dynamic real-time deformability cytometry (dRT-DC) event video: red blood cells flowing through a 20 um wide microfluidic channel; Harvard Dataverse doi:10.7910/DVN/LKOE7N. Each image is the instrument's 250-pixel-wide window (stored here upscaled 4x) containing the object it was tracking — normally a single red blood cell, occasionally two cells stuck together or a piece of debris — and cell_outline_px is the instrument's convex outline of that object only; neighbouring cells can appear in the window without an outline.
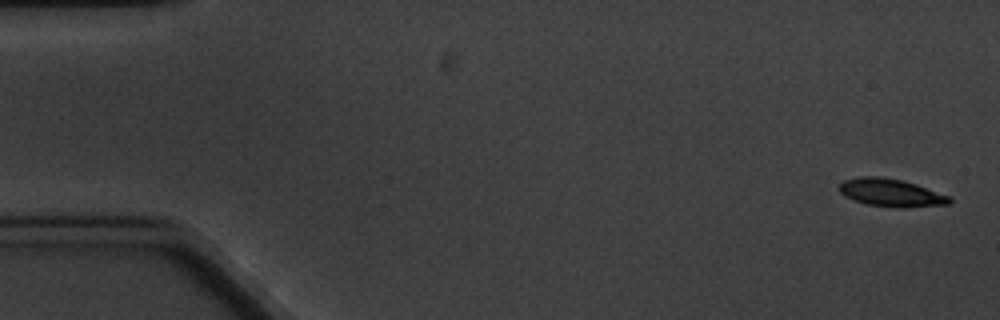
{"species": "common noctule bat (a hibernating species)", "species_latin": "Nyctalus noctula", "temperature_condition": "cold", "stored_images_in_passage": 7, "camera_frame_rate_fps": 3000, "um_per_image_px": 0.085, "animal": {"sex": "male", "body_mass_g": 20.1, "forearm_length_mm": 53.5}, "frame": {"image": 1, "passage_image": 1, "time_ms": 0.0, "image_size_px": [1000, 320], "cell_outline_px": [[952, 204], [904, 208], [896, 208], [868, 204], [844, 196], [840, 192], [840, 184], [844, 180], [860, 176], [880, 176], [900, 180], [916, 184], [948, 196], [952, 200]], "centroid_in_image_um": [75.75, 16.39], "position_along_channel_um": 9.3, "area_um2": 17.74}}
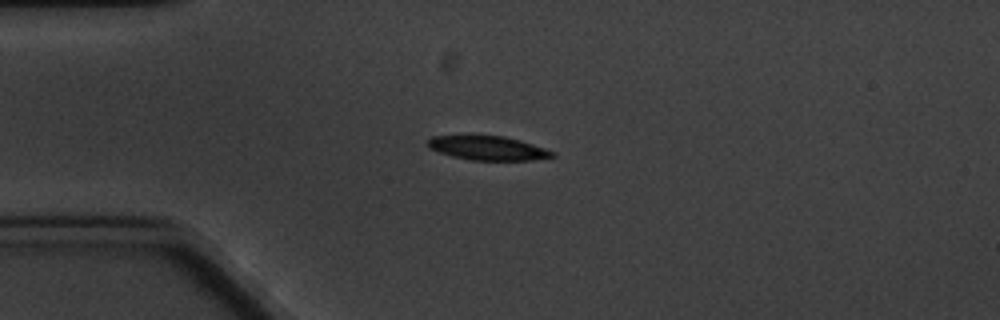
{"frame": {"image": 2, "passage_image": 5, "time_ms": 4.333, "image_size_px": [1000, 320], "cell_outline_px": [[556, 156], [532, 160], [472, 160], [452, 156], [428, 148], [428, 140], [432, 136], [504, 136], [520, 140], [556, 152]], "centroid_in_image_um": [41.5, 12.59], "position_along_channel_um": 43.5, "area_um2": 17.28}}